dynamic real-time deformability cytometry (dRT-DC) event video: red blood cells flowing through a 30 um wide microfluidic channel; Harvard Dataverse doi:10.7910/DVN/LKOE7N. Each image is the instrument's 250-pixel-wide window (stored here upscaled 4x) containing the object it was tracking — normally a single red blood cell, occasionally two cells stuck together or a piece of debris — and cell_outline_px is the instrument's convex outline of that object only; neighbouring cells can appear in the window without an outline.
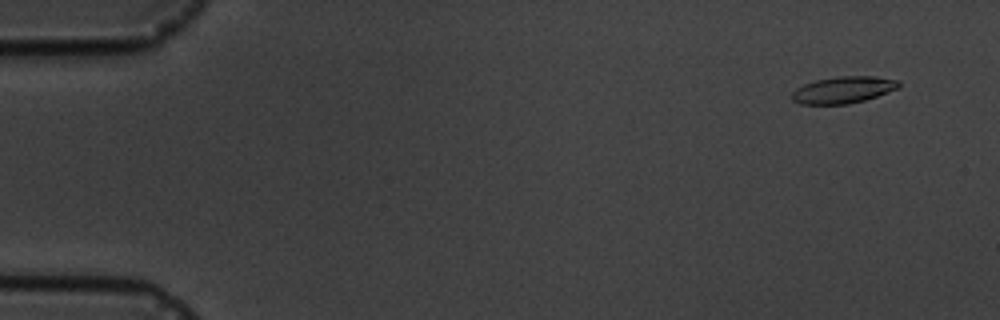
{"species": "common noctule bat (a hibernating species)", "species_latin": "Nyctalus noctula", "temperature_condition": "cold", "stored_images_in_passage": 5, "camera_frame_rate_fps": 3000, "um_per_image_px": 0.085, "animal": {"sex": "male", "body_mass_g": 19.5, "forearm_length_mm": 54.6}, "frame": {"image": 1, "passage_image": 1, "time_ms": 0.0, "image_size_px": [1000, 320], "cell_outline_px": [[900, 88], [864, 100], [848, 104], [800, 104], [792, 100], [792, 92], [796, 88], [804, 84], [816, 80], [836, 76], [876, 76], [900, 80]], "centroid_in_image_um": [71.7, 7.63], "position_along_channel_um": 13.3, "area_um2": 16.76}}